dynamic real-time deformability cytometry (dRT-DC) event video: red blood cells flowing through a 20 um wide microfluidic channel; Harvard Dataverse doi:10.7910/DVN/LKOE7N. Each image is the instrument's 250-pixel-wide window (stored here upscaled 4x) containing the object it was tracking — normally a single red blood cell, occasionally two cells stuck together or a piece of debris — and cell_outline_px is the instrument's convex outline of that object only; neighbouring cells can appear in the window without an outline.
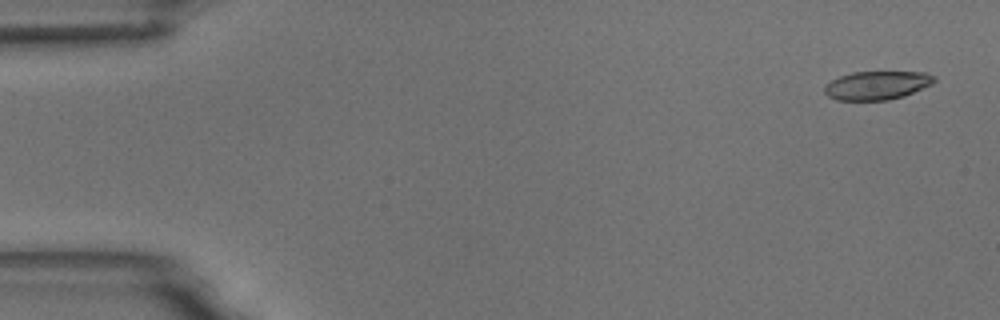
{"species": "common noctule bat (a hibernating species)", "species_latin": "Nyctalus noctula", "temperature_condition": "room temperature", "stored_images_in_passage": 4, "camera_frame_rate_fps": 3000, "um_per_image_px": 0.085, "animal": {"sex": "male", "body_mass_g": 18.8}, "frame": {"image": 1, "passage_image": 1, "time_ms": 0.0, "image_size_px": [1000, 320], "cell_outline_px": [[936, 80], [932, 84], [904, 96], [888, 100], [836, 100], [828, 96], [824, 92], [824, 84], [840, 76], [852, 72], [924, 72], [932, 76]], "centroid_in_image_um": [74.51, 7.26], "position_along_channel_um": 10.5, "area_um2": 18.21}}